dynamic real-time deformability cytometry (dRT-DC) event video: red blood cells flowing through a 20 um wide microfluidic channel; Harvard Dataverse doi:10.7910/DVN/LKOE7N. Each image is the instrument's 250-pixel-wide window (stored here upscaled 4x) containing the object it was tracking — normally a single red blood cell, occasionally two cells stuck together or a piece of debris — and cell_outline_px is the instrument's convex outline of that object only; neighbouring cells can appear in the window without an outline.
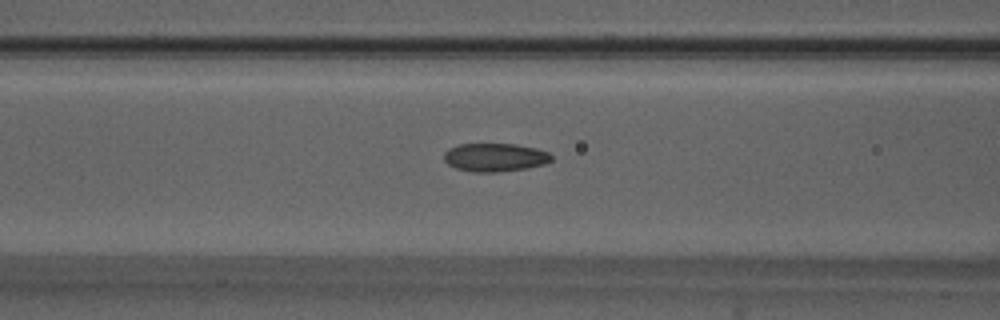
{"species": "Egyptian fruit bat (a non-hibernating species)", "species_latin": "Rousettus aegyptiacus", "temperature_condition": "warm", "stored_images_in_passage": 8, "camera_frame_rate_fps": 3000, "um_per_image_px": 0.085, "animal": {"sex": "male"}, "frame": {"image": 1, "passage_image": 6, "time_ms": 1.667, "image_size_px": [1000, 320], "cell_outline_px": [[552, 160], [544, 164], [528, 168], [496, 172], [472, 172], [456, 168], [448, 164], [444, 160], [444, 152], [448, 148], [460, 144], [516, 144], [536, 148], [548, 152], [552, 156]], "centroid_in_image_um": [42.06, 13.37], "position_along_channel_um": 124.5, "area_um2": 17.8}}